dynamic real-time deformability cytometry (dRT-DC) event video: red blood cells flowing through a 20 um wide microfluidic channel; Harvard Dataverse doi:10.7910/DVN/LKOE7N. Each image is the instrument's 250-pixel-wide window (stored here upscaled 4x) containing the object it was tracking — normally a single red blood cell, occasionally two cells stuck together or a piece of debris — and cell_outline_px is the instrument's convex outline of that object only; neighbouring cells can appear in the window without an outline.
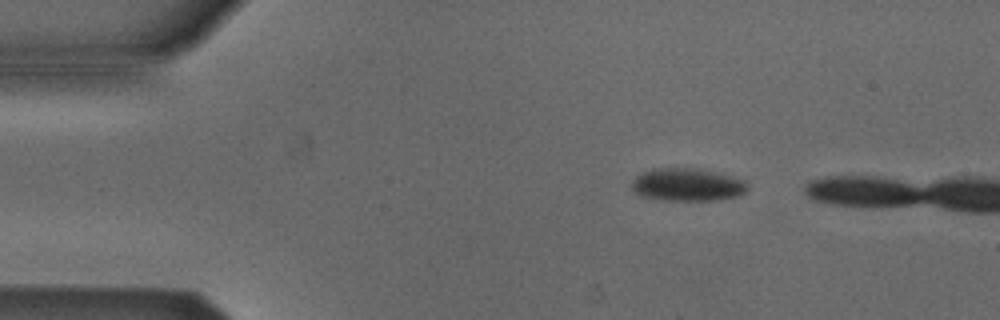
{"species": "Egyptian fruit bat (a non-hibernating species)", "species_latin": "Rousettus aegyptiacus", "temperature_condition": "cold", "stored_images_in_passage": 4, "camera_frame_rate_fps": 3000, "um_per_image_px": 0.085, "animal": {"sex": "male"}, "frame": {"image": 1, "passage_image": 1, "time_ms": 0.0, "image_size_px": [1000, 320], "cell_outline_px": [[748, 192], [740, 196], [720, 200], [660, 200], [640, 196], [632, 188], [632, 180], [636, 176], [652, 168], [692, 168], [712, 172], [744, 180], [748, 184]], "centroid_in_image_um": [58.43, 15.72], "position_along_channel_um": 26.6, "area_um2": 22.14}}